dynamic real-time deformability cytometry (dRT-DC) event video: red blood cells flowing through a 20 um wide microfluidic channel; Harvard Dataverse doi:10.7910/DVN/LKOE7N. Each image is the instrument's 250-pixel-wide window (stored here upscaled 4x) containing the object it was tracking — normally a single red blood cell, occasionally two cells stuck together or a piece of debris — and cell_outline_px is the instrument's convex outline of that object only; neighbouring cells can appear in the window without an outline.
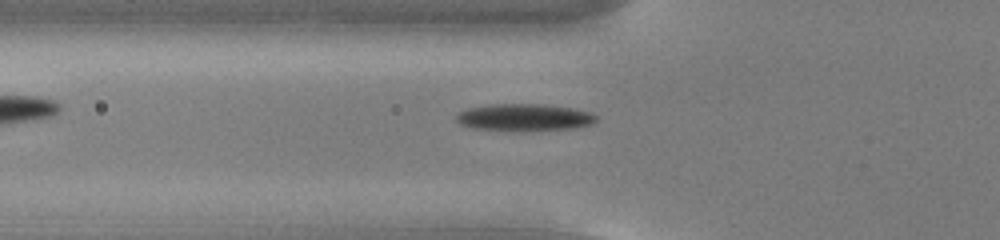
{"species": "common noctule bat (a hibernating species)", "species_latin": "Nyctalus noctula", "temperature_condition": "cold", "stored_images_in_passage": 54, "camera_frame_rate_fps": 3000, "um_per_image_px": 0.085, "animal": {"sex": "male", "body_mass_g": 13.0, "forearm_length_mm": 53.1}, "frame": {"image": 1, "passage_image": 19, "time_ms": 6.0, "image_size_px": [1000, 240], "cell_outline_px": [[596, 120], [588, 124], [572, 128], [512, 132], [472, 128], [460, 124], [456, 120], [456, 116], [460, 112], [468, 108], [492, 104], [544, 104], [592, 112], [596, 116]], "centroid_in_image_um": [44.5, 9.99], "position_along_channel_um": 81.3, "area_um2": 22.14}}
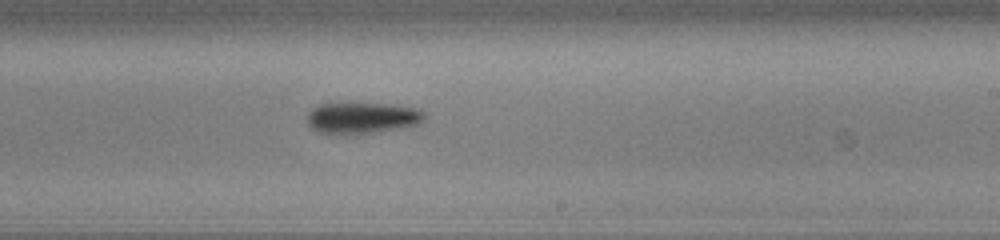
{"frame": {"image": 2, "passage_image": 33, "time_ms": 10.667, "image_size_px": [1000, 240], "cell_outline_px": [[424, 120], [420, 124], [404, 128], [380, 132], [352, 136], [336, 136], [320, 132], [312, 128], [308, 124], [308, 112], [312, 108], [320, 104], [392, 104], [416, 108], [424, 112]], "centroid_in_image_um": [30.79, 10.07], "position_along_channel_um": 258.2, "area_um2": 21.96}}
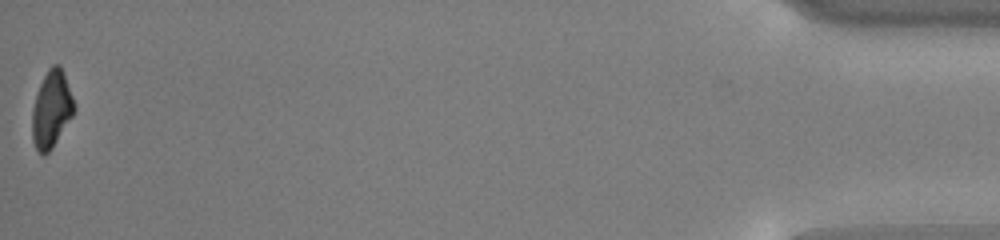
{"frame": {"image": 3, "passage_image": 54, "time_ms": 17.667, "image_size_px": [1000, 240], "cell_outline_px": [[76, 108], [72, 116], [52, 148], [44, 156], [36, 148], [32, 140], [32, 108], [40, 84], [48, 68], [52, 64], [60, 64], [64, 72]], "centroid_in_image_um": [4.37, 9.27], "position_along_channel_um": 430.8, "area_um2": 18.73}, "authors_computed_cell_mechanics": {"area_um2": 20.1722, "velocity_mm_per_s": 3.7902, "shape_relaxation_time_tau1_ms": 2.6737, "shape_relaxation_time_tau2_ms": null, "deformation_change_tau1": 0.129, "deformation_change_tau2": null}}